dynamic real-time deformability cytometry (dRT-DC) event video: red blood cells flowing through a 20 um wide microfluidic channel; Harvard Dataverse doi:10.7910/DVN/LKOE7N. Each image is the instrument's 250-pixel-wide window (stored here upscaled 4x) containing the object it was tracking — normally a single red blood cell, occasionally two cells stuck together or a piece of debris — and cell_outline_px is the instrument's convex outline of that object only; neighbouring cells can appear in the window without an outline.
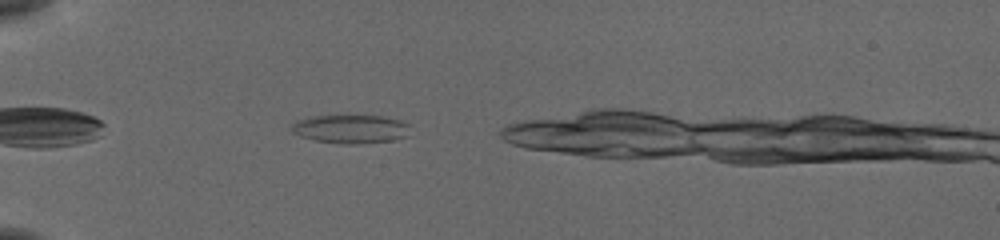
{"species": "common noctule bat (a hibernating species)", "species_latin": "Nyctalus noctula", "temperature_condition": "cold", "stored_images_in_passage": 27, "camera_frame_rate_fps": 3000, "um_per_image_px": 0.085, "animal": {"sex": "female", "body_mass_g": 19.5, "forearm_length_mm": 54.1}, "frame": {"image": 1, "passage_image": 5, "time_ms": 1.333, "image_size_px": [1000, 240], "cell_outline_px": [[408, 124], [400, 136], [392, 140], [316, 140], [292, 132], [292, 124], [300, 120], [316, 116], [380, 116], [396, 120]], "centroid_in_image_um": [29.7, 10.89], "position_along_channel_um": 55.3, "area_um2": 17.4}}
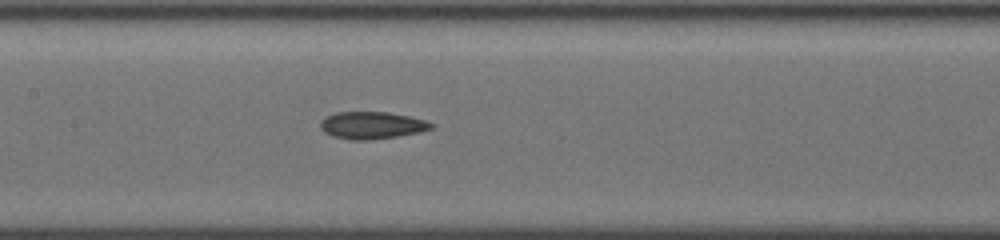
{"frame": {"image": 2, "passage_image": 16, "time_ms": 5.0, "image_size_px": [1000, 240], "cell_outline_px": [[432, 128], [416, 132], [396, 136], [364, 140], [356, 140], [336, 136], [328, 132], [320, 124], [328, 116], [336, 112], [384, 112], [408, 116], [424, 120], [432, 124]], "centroid_in_image_um": [31.64, 10.63], "position_along_channel_um": 175.8, "area_um2": 16.65}}
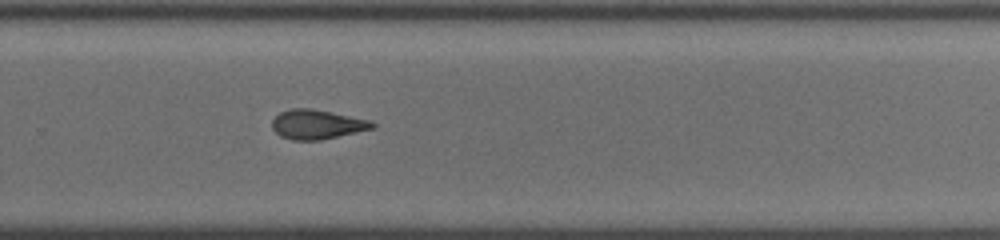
{"frame": {"image": 3, "passage_image": 26, "time_ms": 8.333, "image_size_px": [1000, 240], "cell_outline_px": [[376, 124], [372, 128], [320, 140], [292, 140], [280, 136], [272, 128], [272, 120], [280, 112], [292, 108], [308, 108], [368, 120]], "centroid_in_image_um": [26.87, 10.58], "position_along_channel_um": 302.9, "area_um2": 16.7}}